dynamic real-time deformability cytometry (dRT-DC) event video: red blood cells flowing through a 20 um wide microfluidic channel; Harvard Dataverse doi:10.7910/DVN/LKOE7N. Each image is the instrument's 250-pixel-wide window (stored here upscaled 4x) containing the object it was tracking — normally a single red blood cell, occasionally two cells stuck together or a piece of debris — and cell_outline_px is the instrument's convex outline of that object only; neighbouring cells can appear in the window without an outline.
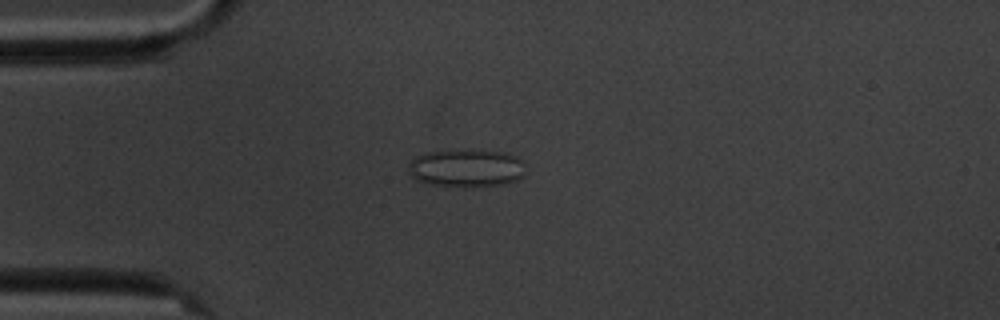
{"species": "common noctule bat (a hibernating species)", "species_latin": "Nyctalus noctula", "temperature_condition": "cold", "stored_images_in_passage": 8, "camera_frame_rate_fps": 3000, "um_per_image_px": 0.085, "animal": {"sex": "male", "body_mass_g": 20.1, "forearm_length_mm": 53.5}, "frame": {"image": 1, "passage_image": 5, "time_ms": 4.667, "image_size_px": [1000, 320], "cell_outline_px": [[524, 176], [516, 180], [504, 184], [464, 188], [432, 184], [416, 180], [408, 172], [408, 164], [416, 156], [428, 152], [468, 148], [500, 152], [512, 156], [520, 160], [524, 164]], "centroid_in_image_um": [39.61, 14.29], "position_along_channel_um": 45.4, "area_um2": 26.24}}
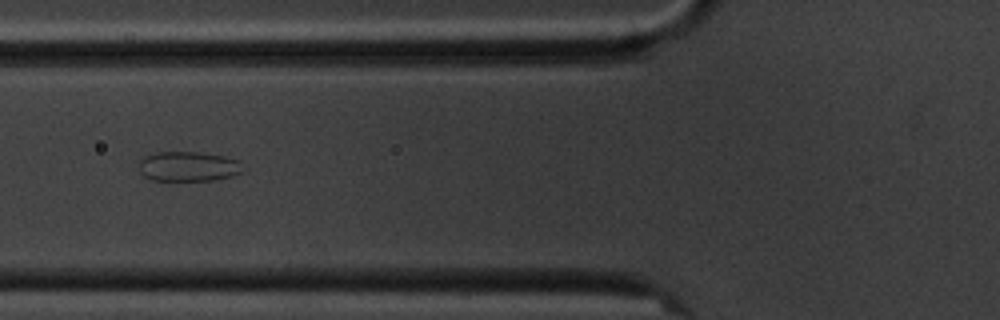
{"frame": {"image": 2, "passage_image": 7, "time_ms": 7.0, "image_size_px": [1000, 320], "cell_outline_px": [[248, 168], [244, 172], [232, 176], [216, 180], [152, 180], [144, 176], [140, 172], [140, 160], [144, 156], [156, 152], [200, 152], [224, 156], [236, 160]], "centroid_in_image_um": [16.06, 14.15], "position_along_channel_um": 109.7, "area_um2": 18.26}}